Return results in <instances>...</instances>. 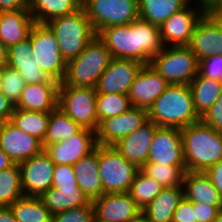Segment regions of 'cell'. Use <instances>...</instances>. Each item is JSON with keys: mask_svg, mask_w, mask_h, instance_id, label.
Here are the masks:
<instances>
[{"mask_svg": "<svg viewBox=\"0 0 222 222\" xmlns=\"http://www.w3.org/2000/svg\"><path fill=\"white\" fill-rule=\"evenodd\" d=\"M97 36L112 58L136 60L144 65L150 64L151 59L165 47L159 27L140 17L131 24L102 29Z\"/></svg>", "mask_w": 222, "mask_h": 222, "instance_id": "6da1fadb", "label": "cell"}, {"mask_svg": "<svg viewBox=\"0 0 222 222\" xmlns=\"http://www.w3.org/2000/svg\"><path fill=\"white\" fill-rule=\"evenodd\" d=\"M186 171L205 172L222 160V132L201 120L181 128Z\"/></svg>", "mask_w": 222, "mask_h": 222, "instance_id": "7a4b0ae2", "label": "cell"}, {"mask_svg": "<svg viewBox=\"0 0 222 222\" xmlns=\"http://www.w3.org/2000/svg\"><path fill=\"white\" fill-rule=\"evenodd\" d=\"M148 120L158 127L180 129L200 121L189 85L170 84L148 109Z\"/></svg>", "mask_w": 222, "mask_h": 222, "instance_id": "3957f363", "label": "cell"}, {"mask_svg": "<svg viewBox=\"0 0 222 222\" xmlns=\"http://www.w3.org/2000/svg\"><path fill=\"white\" fill-rule=\"evenodd\" d=\"M46 25L56 37L66 62L75 59L97 36L83 6L71 14L50 20Z\"/></svg>", "mask_w": 222, "mask_h": 222, "instance_id": "277c9868", "label": "cell"}, {"mask_svg": "<svg viewBox=\"0 0 222 222\" xmlns=\"http://www.w3.org/2000/svg\"><path fill=\"white\" fill-rule=\"evenodd\" d=\"M111 60L110 51L96 36L75 59L67 62L66 73L60 85L95 88Z\"/></svg>", "mask_w": 222, "mask_h": 222, "instance_id": "5b68a950", "label": "cell"}, {"mask_svg": "<svg viewBox=\"0 0 222 222\" xmlns=\"http://www.w3.org/2000/svg\"><path fill=\"white\" fill-rule=\"evenodd\" d=\"M150 64L169 84L189 85L199 68V61L188 46H165Z\"/></svg>", "mask_w": 222, "mask_h": 222, "instance_id": "8992f818", "label": "cell"}, {"mask_svg": "<svg viewBox=\"0 0 222 222\" xmlns=\"http://www.w3.org/2000/svg\"><path fill=\"white\" fill-rule=\"evenodd\" d=\"M96 88L59 85L58 108L82 128L96 132L99 126Z\"/></svg>", "mask_w": 222, "mask_h": 222, "instance_id": "52a82bcc", "label": "cell"}, {"mask_svg": "<svg viewBox=\"0 0 222 222\" xmlns=\"http://www.w3.org/2000/svg\"><path fill=\"white\" fill-rule=\"evenodd\" d=\"M98 164L104 194L128 192L139 170L113 146L99 145Z\"/></svg>", "mask_w": 222, "mask_h": 222, "instance_id": "ba28073f", "label": "cell"}, {"mask_svg": "<svg viewBox=\"0 0 222 222\" xmlns=\"http://www.w3.org/2000/svg\"><path fill=\"white\" fill-rule=\"evenodd\" d=\"M32 56L40 69L51 79L61 83L67 62L64 60L56 37L46 24L35 23L29 34Z\"/></svg>", "mask_w": 222, "mask_h": 222, "instance_id": "9c48e42d", "label": "cell"}, {"mask_svg": "<svg viewBox=\"0 0 222 222\" xmlns=\"http://www.w3.org/2000/svg\"><path fill=\"white\" fill-rule=\"evenodd\" d=\"M82 6L96 34L110 26L131 24L139 18L138 0H83Z\"/></svg>", "mask_w": 222, "mask_h": 222, "instance_id": "30bf717a", "label": "cell"}, {"mask_svg": "<svg viewBox=\"0 0 222 222\" xmlns=\"http://www.w3.org/2000/svg\"><path fill=\"white\" fill-rule=\"evenodd\" d=\"M24 196L40 197L52 187L55 164L45 150L19 163Z\"/></svg>", "mask_w": 222, "mask_h": 222, "instance_id": "8fae6325", "label": "cell"}, {"mask_svg": "<svg viewBox=\"0 0 222 222\" xmlns=\"http://www.w3.org/2000/svg\"><path fill=\"white\" fill-rule=\"evenodd\" d=\"M148 121V110L131 107L124 113L99 122L96 130L98 145L113 146L120 139L134 132Z\"/></svg>", "mask_w": 222, "mask_h": 222, "instance_id": "7c38bea8", "label": "cell"}, {"mask_svg": "<svg viewBox=\"0 0 222 222\" xmlns=\"http://www.w3.org/2000/svg\"><path fill=\"white\" fill-rule=\"evenodd\" d=\"M142 64L131 59L112 58L108 67L99 77L97 94H126L141 70Z\"/></svg>", "mask_w": 222, "mask_h": 222, "instance_id": "4fadbf2b", "label": "cell"}, {"mask_svg": "<svg viewBox=\"0 0 222 222\" xmlns=\"http://www.w3.org/2000/svg\"><path fill=\"white\" fill-rule=\"evenodd\" d=\"M196 7H191L189 3L182 10L171 15L159 27L164 46L167 44L172 47L189 45L195 25L205 13L200 4Z\"/></svg>", "mask_w": 222, "mask_h": 222, "instance_id": "5bb4252c", "label": "cell"}, {"mask_svg": "<svg viewBox=\"0 0 222 222\" xmlns=\"http://www.w3.org/2000/svg\"><path fill=\"white\" fill-rule=\"evenodd\" d=\"M147 163H161L171 166H186L180 128H156Z\"/></svg>", "mask_w": 222, "mask_h": 222, "instance_id": "9a60e30c", "label": "cell"}, {"mask_svg": "<svg viewBox=\"0 0 222 222\" xmlns=\"http://www.w3.org/2000/svg\"><path fill=\"white\" fill-rule=\"evenodd\" d=\"M96 132L83 128L66 141L51 144L44 150L55 165H73L97 147Z\"/></svg>", "mask_w": 222, "mask_h": 222, "instance_id": "2e32d148", "label": "cell"}, {"mask_svg": "<svg viewBox=\"0 0 222 222\" xmlns=\"http://www.w3.org/2000/svg\"><path fill=\"white\" fill-rule=\"evenodd\" d=\"M0 148L13 163H21L39 154L42 143L16 127L10 120L2 122L0 127Z\"/></svg>", "mask_w": 222, "mask_h": 222, "instance_id": "e0dca14e", "label": "cell"}, {"mask_svg": "<svg viewBox=\"0 0 222 222\" xmlns=\"http://www.w3.org/2000/svg\"><path fill=\"white\" fill-rule=\"evenodd\" d=\"M169 85L151 64H145L133 81L128 97L132 106L148 110Z\"/></svg>", "mask_w": 222, "mask_h": 222, "instance_id": "ac0fdd59", "label": "cell"}, {"mask_svg": "<svg viewBox=\"0 0 222 222\" xmlns=\"http://www.w3.org/2000/svg\"><path fill=\"white\" fill-rule=\"evenodd\" d=\"M188 47L198 61L222 54V28L208 12L196 23Z\"/></svg>", "mask_w": 222, "mask_h": 222, "instance_id": "d6986e66", "label": "cell"}, {"mask_svg": "<svg viewBox=\"0 0 222 222\" xmlns=\"http://www.w3.org/2000/svg\"><path fill=\"white\" fill-rule=\"evenodd\" d=\"M92 203L94 216L101 221L131 222L141 214L128 192L103 194Z\"/></svg>", "mask_w": 222, "mask_h": 222, "instance_id": "ffe728a7", "label": "cell"}, {"mask_svg": "<svg viewBox=\"0 0 222 222\" xmlns=\"http://www.w3.org/2000/svg\"><path fill=\"white\" fill-rule=\"evenodd\" d=\"M156 126L148 120L140 128L120 139L113 147L129 162L141 169L148 160Z\"/></svg>", "mask_w": 222, "mask_h": 222, "instance_id": "44dd1931", "label": "cell"}, {"mask_svg": "<svg viewBox=\"0 0 222 222\" xmlns=\"http://www.w3.org/2000/svg\"><path fill=\"white\" fill-rule=\"evenodd\" d=\"M7 66L17 70L26 84L57 82L51 79L36 63L32 56V45L29 38L8 47Z\"/></svg>", "mask_w": 222, "mask_h": 222, "instance_id": "7402d4cb", "label": "cell"}, {"mask_svg": "<svg viewBox=\"0 0 222 222\" xmlns=\"http://www.w3.org/2000/svg\"><path fill=\"white\" fill-rule=\"evenodd\" d=\"M59 82L28 83L14 108L50 113L58 107Z\"/></svg>", "mask_w": 222, "mask_h": 222, "instance_id": "603a6c76", "label": "cell"}, {"mask_svg": "<svg viewBox=\"0 0 222 222\" xmlns=\"http://www.w3.org/2000/svg\"><path fill=\"white\" fill-rule=\"evenodd\" d=\"M98 157L99 145L90 154L72 165L78 188L90 202L97 200L104 194L99 175Z\"/></svg>", "mask_w": 222, "mask_h": 222, "instance_id": "cb8c5ba5", "label": "cell"}, {"mask_svg": "<svg viewBox=\"0 0 222 222\" xmlns=\"http://www.w3.org/2000/svg\"><path fill=\"white\" fill-rule=\"evenodd\" d=\"M35 24L28 9L0 12V41L8 48L29 38Z\"/></svg>", "mask_w": 222, "mask_h": 222, "instance_id": "d4e9b609", "label": "cell"}, {"mask_svg": "<svg viewBox=\"0 0 222 222\" xmlns=\"http://www.w3.org/2000/svg\"><path fill=\"white\" fill-rule=\"evenodd\" d=\"M184 197L191 202L222 206V197L205 172L186 171L183 179Z\"/></svg>", "mask_w": 222, "mask_h": 222, "instance_id": "484cf974", "label": "cell"}, {"mask_svg": "<svg viewBox=\"0 0 222 222\" xmlns=\"http://www.w3.org/2000/svg\"><path fill=\"white\" fill-rule=\"evenodd\" d=\"M183 197V187L163 188L141 213L149 222H172L173 213Z\"/></svg>", "mask_w": 222, "mask_h": 222, "instance_id": "4316f807", "label": "cell"}, {"mask_svg": "<svg viewBox=\"0 0 222 222\" xmlns=\"http://www.w3.org/2000/svg\"><path fill=\"white\" fill-rule=\"evenodd\" d=\"M83 0H28V10L35 23L46 24L50 20L71 14L82 7Z\"/></svg>", "mask_w": 222, "mask_h": 222, "instance_id": "83f0119b", "label": "cell"}, {"mask_svg": "<svg viewBox=\"0 0 222 222\" xmlns=\"http://www.w3.org/2000/svg\"><path fill=\"white\" fill-rule=\"evenodd\" d=\"M52 215L67 209L89 205L91 202L78 187L50 188L40 197Z\"/></svg>", "mask_w": 222, "mask_h": 222, "instance_id": "f1b7e54d", "label": "cell"}, {"mask_svg": "<svg viewBox=\"0 0 222 222\" xmlns=\"http://www.w3.org/2000/svg\"><path fill=\"white\" fill-rule=\"evenodd\" d=\"M189 3L190 0H138L139 17L160 27L171 15Z\"/></svg>", "mask_w": 222, "mask_h": 222, "instance_id": "f546056e", "label": "cell"}, {"mask_svg": "<svg viewBox=\"0 0 222 222\" xmlns=\"http://www.w3.org/2000/svg\"><path fill=\"white\" fill-rule=\"evenodd\" d=\"M82 129L79 124L57 107L50 112L46 136L42 143L43 150L51 144L66 141Z\"/></svg>", "mask_w": 222, "mask_h": 222, "instance_id": "4dcf8cb0", "label": "cell"}, {"mask_svg": "<svg viewBox=\"0 0 222 222\" xmlns=\"http://www.w3.org/2000/svg\"><path fill=\"white\" fill-rule=\"evenodd\" d=\"M194 108L199 116L204 114L222 93V83L202 76L199 72L189 84Z\"/></svg>", "mask_w": 222, "mask_h": 222, "instance_id": "1f68e13d", "label": "cell"}, {"mask_svg": "<svg viewBox=\"0 0 222 222\" xmlns=\"http://www.w3.org/2000/svg\"><path fill=\"white\" fill-rule=\"evenodd\" d=\"M50 113L14 108L10 121L23 132L32 135L41 143L46 136Z\"/></svg>", "mask_w": 222, "mask_h": 222, "instance_id": "d6a6232c", "label": "cell"}, {"mask_svg": "<svg viewBox=\"0 0 222 222\" xmlns=\"http://www.w3.org/2000/svg\"><path fill=\"white\" fill-rule=\"evenodd\" d=\"M9 208L17 222H51L52 214L39 197L23 196Z\"/></svg>", "mask_w": 222, "mask_h": 222, "instance_id": "836d02e7", "label": "cell"}, {"mask_svg": "<svg viewBox=\"0 0 222 222\" xmlns=\"http://www.w3.org/2000/svg\"><path fill=\"white\" fill-rule=\"evenodd\" d=\"M24 196L18 163L0 171V207H10Z\"/></svg>", "mask_w": 222, "mask_h": 222, "instance_id": "e575fe53", "label": "cell"}, {"mask_svg": "<svg viewBox=\"0 0 222 222\" xmlns=\"http://www.w3.org/2000/svg\"><path fill=\"white\" fill-rule=\"evenodd\" d=\"M162 189L163 187L154 178L147 176L139 169L128 193L136 205L143 210L161 193Z\"/></svg>", "mask_w": 222, "mask_h": 222, "instance_id": "d590c367", "label": "cell"}, {"mask_svg": "<svg viewBox=\"0 0 222 222\" xmlns=\"http://www.w3.org/2000/svg\"><path fill=\"white\" fill-rule=\"evenodd\" d=\"M140 170L147 176L154 178L163 188L183 187L186 166L146 163Z\"/></svg>", "mask_w": 222, "mask_h": 222, "instance_id": "8d00e7d4", "label": "cell"}, {"mask_svg": "<svg viewBox=\"0 0 222 222\" xmlns=\"http://www.w3.org/2000/svg\"><path fill=\"white\" fill-rule=\"evenodd\" d=\"M96 107L97 118L100 122L103 119L120 115L133 106L126 94H97Z\"/></svg>", "mask_w": 222, "mask_h": 222, "instance_id": "74e56055", "label": "cell"}, {"mask_svg": "<svg viewBox=\"0 0 222 222\" xmlns=\"http://www.w3.org/2000/svg\"><path fill=\"white\" fill-rule=\"evenodd\" d=\"M2 80L3 84L1 93L13 106H15L21 97L26 82L17 70L12 69L7 65L3 67Z\"/></svg>", "mask_w": 222, "mask_h": 222, "instance_id": "f35d334b", "label": "cell"}, {"mask_svg": "<svg viewBox=\"0 0 222 222\" xmlns=\"http://www.w3.org/2000/svg\"><path fill=\"white\" fill-rule=\"evenodd\" d=\"M94 207L89 205L71 208L52 215L51 222H93Z\"/></svg>", "mask_w": 222, "mask_h": 222, "instance_id": "ab89813d", "label": "cell"}, {"mask_svg": "<svg viewBox=\"0 0 222 222\" xmlns=\"http://www.w3.org/2000/svg\"><path fill=\"white\" fill-rule=\"evenodd\" d=\"M67 187H78L72 165H55L52 188L61 189Z\"/></svg>", "mask_w": 222, "mask_h": 222, "instance_id": "60d3db41", "label": "cell"}, {"mask_svg": "<svg viewBox=\"0 0 222 222\" xmlns=\"http://www.w3.org/2000/svg\"><path fill=\"white\" fill-rule=\"evenodd\" d=\"M198 72L206 78L222 83V54L200 60Z\"/></svg>", "mask_w": 222, "mask_h": 222, "instance_id": "b9f144b4", "label": "cell"}, {"mask_svg": "<svg viewBox=\"0 0 222 222\" xmlns=\"http://www.w3.org/2000/svg\"><path fill=\"white\" fill-rule=\"evenodd\" d=\"M200 120L212 129L222 132V93L213 105L200 116Z\"/></svg>", "mask_w": 222, "mask_h": 222, "instance_id": "7bdbcfd3", "label": "cell"}, {"mask_svg": "<svg viewBox=\"0 0 222 222\" xmlns=\"http://www.w3.org/2000/svg\"><path fill=\"white\" fill-rule=\"evenodd\" d=\"M192 206L197 222H213L222 210V206H209L199 202H192Z\"/></svg>", "mask_w": 222, "mask_h": 222, "instance_id": "ee69618b", "label": "cell"}, {"mask_svg": "<svg viewBox=\"0 0 222 222\" xmlns=\"http://www.w3.org/2000/svg\"><path fill=\"white\" fill-rule=\"evenodd\" d=\"M172 222H197L191 201L183 197L173 213Z\"/></svg>", "mask_w": 222, "mask_h": 222, "instance_id": "f6af8a7d", "label": "cell"}, {"mask_svg": "<svg viewBox=\"0 0 222 222\" xmlns=\"http://www.w3.org/2000/svg\"><path fill=\"white\" fill-rule=\"evenodd\" d=\"M205 174L210 178L215 189L222 197V160L208 168Z\"/></svg>", "mask_w": 222, "mask_h": 222, "instance_id": "bcb514c9", "label": "cell"}, {"mask_svg": "<svg viewBox=\"0 0 222 222\" xmlns=\"http://www.w3.org/2000/svg\"><path fill=\"white\" fill-rule=\"evenodd\" d=\"M14 106L11 102L0 92V121L6 122L11 119Z\"/></svg>", "mask_w": 222, "mask_h": 222, "instance_id": "7dc6e473", "label": "cell"}, {"mask_svg": "<svg viewBox=\"0 0 222 222\" xmlns=\"http://www.w3.org/2000/svg\"><path fill=\"white\" fill-rule=\"evenodd\" d=\"M28 0H0V12L28 9Z\"/></svg>", "mask_w": 222, "mask_h": 222, "instance_id": "c3c4849f", "label": "cell"}, {"mask_svg": "<svg viewBox=\"0 0 222 222\" xmlns=\"http://www.w3.org/2000/svg\"><path fill=\"white\" fill-rule=\"evenodd\" d=\"M205 12L222 7V0H197Z\"/></svg>", "mask_w": 222, "mask_h": 222, "instance_id": "681fc988", "label": "cell"}, {"mask_svg": "<svg viewBox=\"0 0 222 222\" xmlns=\"http://www.w3.org/2000/svg\"><path fill=\"white\" fill-rule=\"evenodd\" d=\"M0 222H17L9 207H0Z\"/></svg>", "mask_w": 222, "mask_h": 222, "instance_id": "f907efd6", "label": "cell"}, {"mask_svg": "<svg viewBox=\"0 0 222 222\" xmlns=\"http://www.w3.org/2000/svg\"><path fill=\"white\" fill-rule=\"evenodd\" d=\"M14 163L0 148V171L12 166Z\"/></svg>", "mask_w": 222, "mask_h": 222, "instance_id": "816d5d0a", "label": "cell"}, {"mask_svg": "<svg viewBox=\"0 0 222 222\" xmlns=\"http://www.w3.org/2000/svg\"><path fill=\"white\" fill-rule=\"evenodd\" d=\"M8 48L0 41V67L7 65Z\"/></svg>", "mask_w": 222, "mask_h": 222, "instance_id": "f5cc1de1", "label": "cell"}, {"mask_svg": "<svg viewBox=\"0 0 222 222\" xmlns=\"http://www.w3.org/2000/svg\"><path fill=\"white\" fill-rule=\"evenodd\" d=\"M222 28V7L212 9L208 12Z\"/></svg>", "mask_w": 222, "mask_h": 222, "instance_id": "db71d44e", "label": "cell"}, {"mask_svg": "<svg viewBox=\"0 0 222 222\" xmlns=\"http://www.w3.org/2000/svg\"><path fill=\"white\" fill-rule=\"evenodd\" d=\"M131 222H149L147 218L141 213L137 218L133 219Z\"/></svg>", "mask_w": 222, "mask_h": 222, "instance_id": "11a10c76", "label": "cell"}, {"mask_svg": "<svg viewBox=\"0 0 222 222\" xmlns=\"http://www.w3.org/2000/svg\"><path fill=\"white\" fill-rule=\"evenodd\" d=\"M2 76H3V67H0V92H2V84H3Z\"/></svg>", "mask_w": 222, "mask_h": 222, "instance_id": "9f6ffc18", "label": "cell"}, {"mask_svg": "<svg viewBox=\"0 0 222 222\" xmlns=\"http://www.w3.org/2000/svg\"><path fill=\"white\" fill-rule=\"evenodd\" d=\"M213 222H222V210L216 216V219Z\"/></svg>", "mask_w": 222, "mask_h": 222, "instance_id": "6f0895ef", "label": "cell"}, {"mask_svg": "<svg viewBox=\"0 0 222 222\" xmlns=\"http://www.w3.org/2000/svg\"><path fill=\"white\" fill-rule=\"evenodd\" d=\"M93 222H109V221H101V220H98V219L94 216Z\"/></svg>", "mask_w": 222, "mask_h": 222, "instance_id": "680465c9", "label": "cell"}]
</instances>
